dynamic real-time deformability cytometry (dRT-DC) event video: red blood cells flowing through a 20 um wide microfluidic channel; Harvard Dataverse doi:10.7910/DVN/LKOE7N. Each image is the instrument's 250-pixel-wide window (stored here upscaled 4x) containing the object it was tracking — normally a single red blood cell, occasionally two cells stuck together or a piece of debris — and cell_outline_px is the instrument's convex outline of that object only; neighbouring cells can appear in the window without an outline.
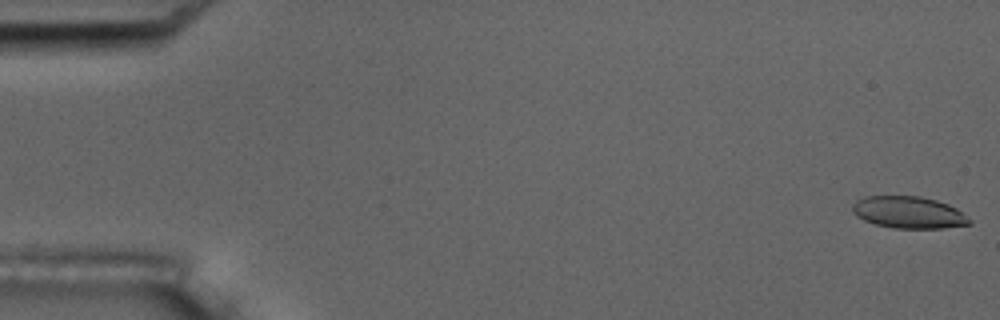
{"species": "common noctule bat (a hibernating species)", "species_latin": "Nyctalus noctula", "temperature_condition": "room temperature", "stored_images_in_passage": 5, "camera_frame_rate_fps": 3000, "um_per_image_px": 0.085, "animal": {"sex": "male", "body_mass_g": 17.5, "forearm_length_mm": 52.3}, "frame": {"image": 1, "passage_image": 1, "time_ms": 0.0, "image_size_px": [1000, 320], "cell_outline_px": [[972, 224], [944, 228], [892, 228], [876, 224], [864, 220], [856, 216], [852, 212], [852, 204], [856, 200], [864, 196], [920, 196], [936, 200], [948, 204], [956, 208], [972, 220]], "centroid_in_image_um": [77.23, 18.05], "position_along_channel_um": 7.8, "area_um2": 21.91}}
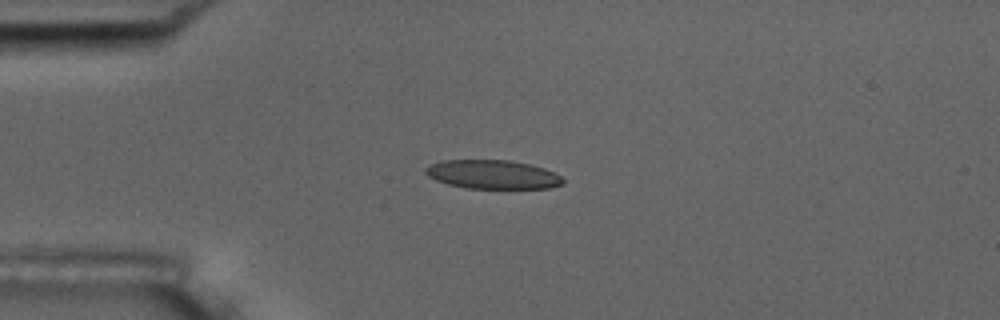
{"frame": {"image": 2, "passage_image": 5, "time_ms": 4.333, "image_size_px": [1000, 320], "cell_outline_px": [[564, 184], [548, 188], [464, 188], [448, 184], [436, 180], [428, 176], [424, 172], [424, 168], [440, 160], [508, 160], [528, 164], [544, 168], [560, 176], [564, 180]], "centroid_in_image_um": [41.84, 14.83], "position_along_channel_um": 43.2, "area_um2": 23.0}}